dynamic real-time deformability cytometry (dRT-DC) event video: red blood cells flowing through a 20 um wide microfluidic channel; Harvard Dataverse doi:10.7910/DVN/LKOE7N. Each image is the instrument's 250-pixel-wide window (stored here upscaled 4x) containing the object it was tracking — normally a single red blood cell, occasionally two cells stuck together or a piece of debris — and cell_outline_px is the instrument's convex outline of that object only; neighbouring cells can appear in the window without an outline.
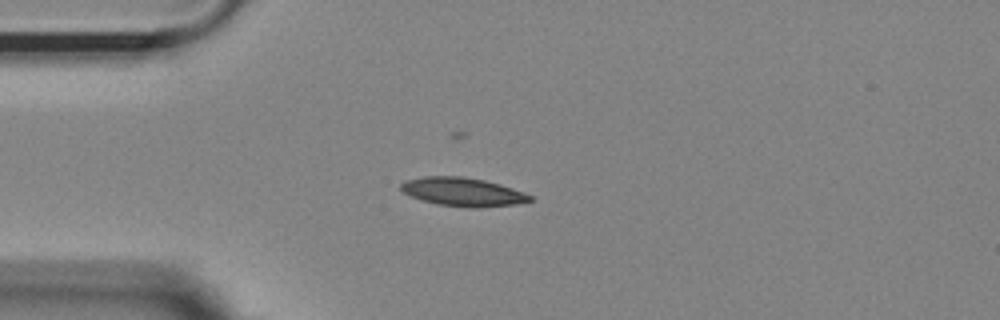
{"species": "Egyptian fruit bat (a non-hibernating species)", "species_latin": "Rousettus aegyptiacus", "temperature_condition": "room temperature", "stored_images_in_passage": 41, "camera_frame_rate_fps": 3000, "um_per_image_px": 0.085, "animal": {"sex": "female"}, "frame": {"image": 1, "passage_image": 1, "time_ms": 0.0, "image_size_px": [1000, 320], "cell_outline_px": [[532, 200], [516, 204], [476, 208], [472, 208], [436, 204], [412, 196], [404, 192], [400, 188], [400, 184], [408, 180], [424, 176], [460, 176], [484, 180], [500, 184], [524, 192], [532, 196]], "centroid_in_image_um": [39.36, 16.31], "position_along_channel_um": 45.6, "area_um2": 21.27}}
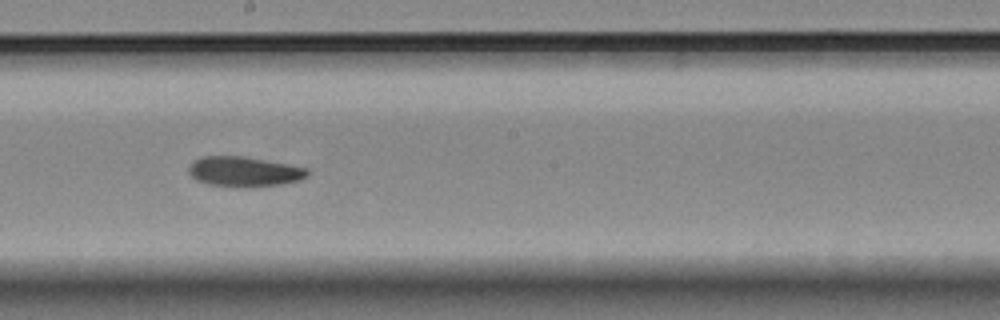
{"frame": {"image": 2, "passage_image": 17, "time_ms": 5.333, "image_size_px": [1000, 320], "cell_outline_px": [[308, 176], [300, 180], [280, 184], [248, 188], [236, 188], [208, 184], [196, 180], [188, 172], [188, 168], [192, 160], [200, 156], [244, 156], [288, 164], [308, 168]], "centroid_in_image_um": [20.72, 14.59], "position_along_channel_um": 227.5, "area_um2": 21.15}}
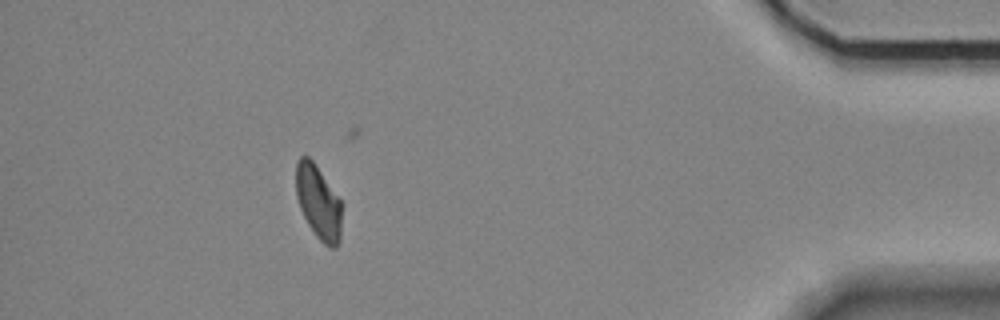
{"frame": {"image": 3, "passage_image": 36, "time_ms": 11.667, "image_size_px": [1000, 320], "cell_outline_px": [[340, 240], [336, 248], [332, 248], [324, 244], [316, 236], [308, 224], [300, 208], [296, 196], [296, 160], [300, 156], [308, 156], [316, 164], [340, 200]], "centroid_in_image_um": [27.03, 17.17], "position_along_channel_um": 408.2, "area_um2": 19.54}}